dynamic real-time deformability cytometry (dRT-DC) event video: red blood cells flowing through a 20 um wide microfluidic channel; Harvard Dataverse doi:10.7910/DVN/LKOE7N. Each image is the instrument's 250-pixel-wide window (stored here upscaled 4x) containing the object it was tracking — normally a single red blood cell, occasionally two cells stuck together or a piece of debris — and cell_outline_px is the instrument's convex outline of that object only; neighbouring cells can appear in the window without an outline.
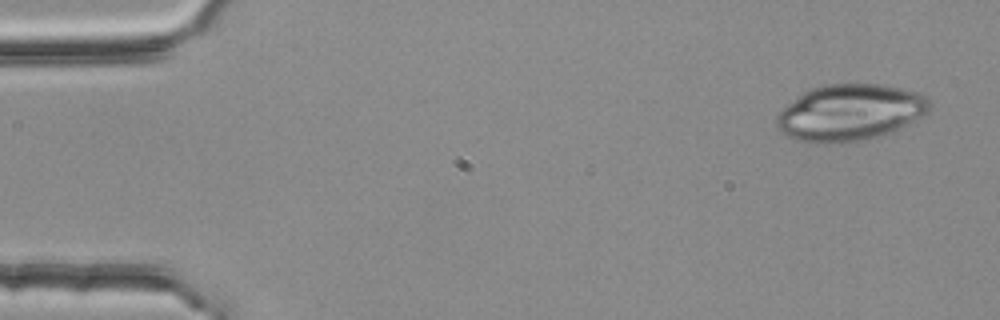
{"species": "common noctule bat (a hibernating species)", "species_latin": "Nyctalus noctula", "temperature_condition": "room temperature", "stored_images_in_passage": 4, "segment_of_instrument_passage": [1, 2], "camera_frame_rate_fps": 3000, "um_per_image_px": 0.085, "animal": {"sex": "female", "body_mass_g": 25.1}, "frame": {"image": 1, "passage_image": 1, "time_ms": 0.0, "image_size_px": [1000, 320], "cell_outline_px": [[932, 100], [928, 112], [900, 128], [884, 136], [840, 144], [796, 140], [780, 132], [776, 128], [776, 116], [788, 104], [804, 92], [812, 88], [824, 84], [884, 84], [916, 92]], "centroid_in_image_um": [72.25, 9.57], "position_along_channel_um": 12.7, "area_um2": 50.34}}